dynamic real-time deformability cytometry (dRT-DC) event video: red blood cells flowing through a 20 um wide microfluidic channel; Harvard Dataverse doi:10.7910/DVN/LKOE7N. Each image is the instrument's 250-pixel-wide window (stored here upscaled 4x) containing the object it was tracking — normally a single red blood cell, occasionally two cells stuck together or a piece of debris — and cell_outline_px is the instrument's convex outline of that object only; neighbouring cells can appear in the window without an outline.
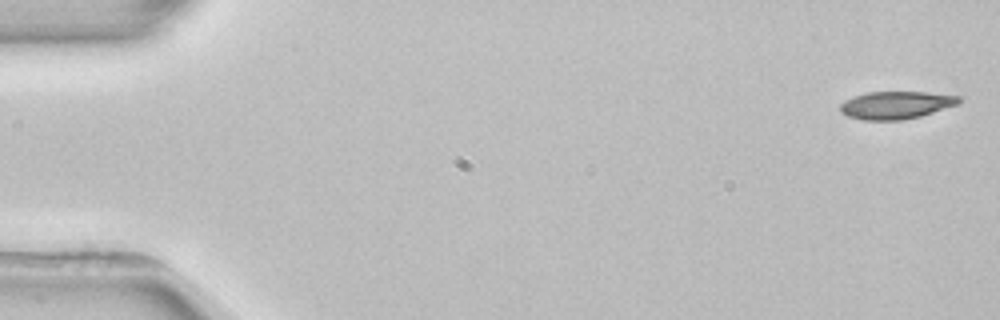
{"species": "common noctule bat (a hibernating species)", "species_latin": "Nyctalus noctula", "temperature_condition": "room temperature", "stored_images_in_passage": 5, "segment_of_instrument_passage": [1, 2], "camera_frame_rate_fps": 3000, "um_per_image_px": 0.085, "animal": {"sex": "female", "body_mass_g": 22.7, "forearm_length_mm": 54.2}, "frame": {"image": 1, "passage_image": 1, "time_ms": 0.0, "image_size_px": [1000, 320], "cell_outline_px": [[960, 104], [920, 116], [904, 120], [864, 120], [848, 116], [840, 112], [840, 104], [844, 100], [852, 96], [868, 92], [924, 92], [960, 96]], "centroid_in_image_um": [76.14, 8.93], "position_along_channel_um": 8.9, "area_um2": 19.19}}
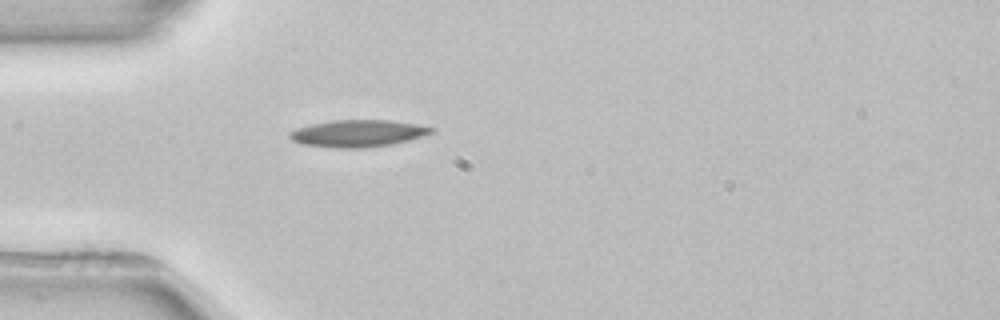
{"frame": {"image": 2, "passage_image": 4, "time_ms": 4.667, "image_size_px": [1000, 320], "cell_outline_px": [[436, 132], [408, 140], [392, 144], [364, 148], [336, 148], [300, 144], [292, 140], [288, 136], [288, 132], [296, 128], [312, 124], [332, 120], [392, 120], [416, 124], [436, 128]], "centroid_in_image_um": [30.42, 11.34], "position_along_channel_um": 54.6, "area_um2": 22.48}}